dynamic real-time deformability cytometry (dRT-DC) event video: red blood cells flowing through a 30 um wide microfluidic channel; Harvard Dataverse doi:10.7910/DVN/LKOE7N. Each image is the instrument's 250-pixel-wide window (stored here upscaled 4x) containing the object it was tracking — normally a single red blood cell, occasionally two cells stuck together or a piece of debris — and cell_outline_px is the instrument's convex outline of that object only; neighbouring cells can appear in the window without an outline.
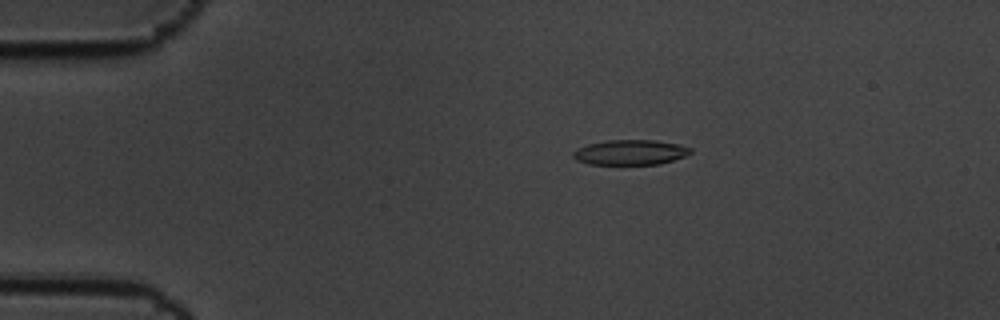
{"species": "common noctule bat (a hibernating species)", "species_latin": "Nyctalus noctula", "temperature_condition": "cold", "stored_images_in_passage": 6, "camera_frame_rate_fps": 3000, "um_per_image_px": 0.085, "animal": {"sex": "male", "body_mass_g": 19.5, "forearm_length_mm": 54.6}, "frame": {"image": 1, "passage_image": 3, "time_ms": 0.667, "image_size_px": [1000, 320], "cell_outline_px": [[692, 152], [684, 156], [660, 164], [588, 164], [576, 160], [572, 156], [572, 152], [576, 148], [588, 144], [608, 140], [656, 140], [680, 144], [692, 148]], "centroid_in_image_um": [53.56, 12.94], "position_along_channel_um": 31.4, "area_um2": 17.22}}
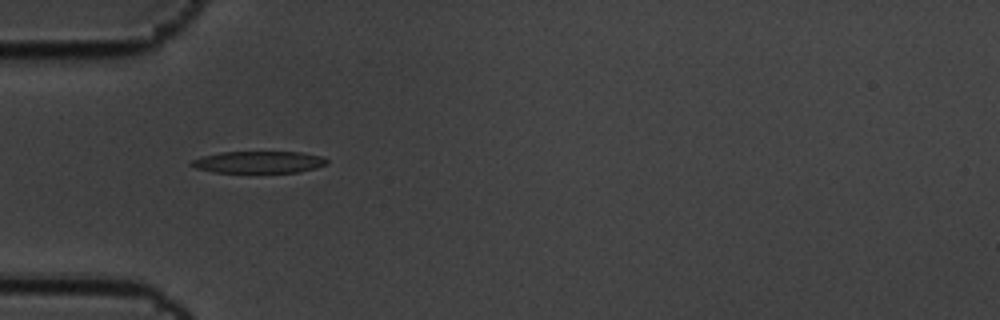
{"frame": {"image": 2, "passage_image": 5, "time_ms": 1.333, "image_size_px": [1000, 320], "cell_outline_px": [[328, 164], [316, 168], [296, 172], [212, 172], [196, 168], [188, 164], [192, 160], [200, 156], [220, 152], [300, 152], [324, 156], [328, 160]], "centroid_in_image_um": [21.99, 13.77], "position_along_channel_um": 63.0, "area_um2": 17.4}}
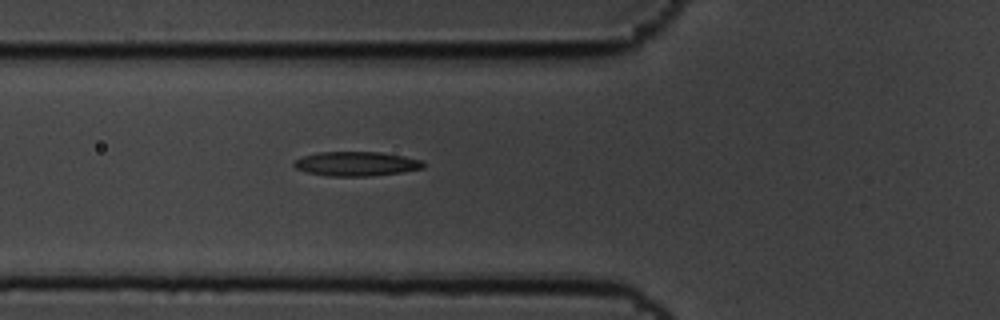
{"frame": {"image": 3, "passage_image": 6, "time_ms": 1.667, "image_size_px": [1000, 320], "cell_outline_px": [[428, 164], [424, 168], [400, 172], [372, 176], [328, 176], [308, 172], [296, 168], [292, 164], [296, 160], [304, 156], [316, 152], [380, 152], [404, 156], [424, 160]], "centroid_in_image_um": [30.35, 13.92], "position_along_channel_um": 95.5, "area_um2": 18.44}}